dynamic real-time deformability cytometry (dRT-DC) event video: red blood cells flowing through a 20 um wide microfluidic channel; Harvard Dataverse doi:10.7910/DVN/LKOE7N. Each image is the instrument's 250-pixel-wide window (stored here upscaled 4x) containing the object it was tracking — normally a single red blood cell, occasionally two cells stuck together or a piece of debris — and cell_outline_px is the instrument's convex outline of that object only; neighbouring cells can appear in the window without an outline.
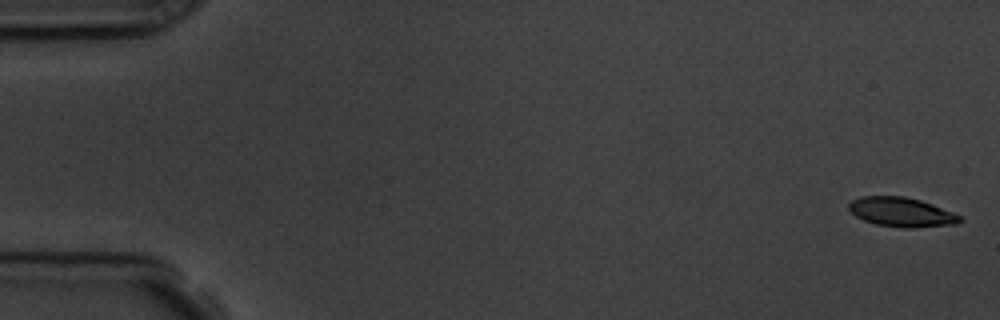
{"species": "common noctule bat (a hibernating species)", "species_latin": "Nyctalus noctula", "temperature_condition": "room temperature", "stored_images_in_passage": 5, "camera_frame_rate_fps": 3000, "um_per_image_px": 0.085, "animal": {"sex": "male", "body_mass_g": 19.5, "forearm_length_mm": 54.6}, "frame": {"image": 1, "passage_image": 1, "time_ms": 0.0, "image_size_px": [1000, 320], "cell_outline_px": [[964, 220], [956, 224], [912, 228], [904, 228], [876, 224], [864, 220], [856, 216], [848, 208], [848, 204], [852, 200], [860, 196], [904, 196], [920, 200], [956, 212]], "centroid_in_image_um": [76.66, 18.03], "position_along_channel_um": 8.3, "area_um2": 19.13}}
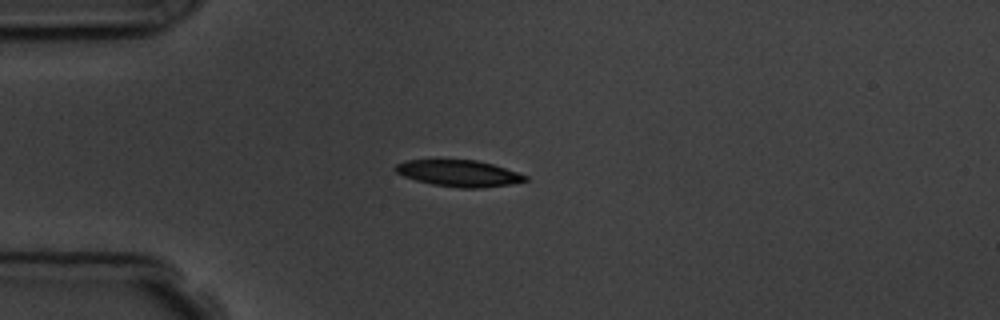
{"frame": {"image": 2, "passage_image": 4, "time_ms": 4.333, "image_size_px": [1000, 320], "cell_outline_px": [[528, 180], [512, 184], [480, 188], [460, 188], [432, 184], [416, 180], [404, 176], [396, 172], [392, 168], [396, 164], [404, 160], [476, 160], [492, 164], [528, 176]], "centroid_in_image_um": [38.98, 14.73], "position_along_channel_um": 46.0, "area_um2": 19.94}}
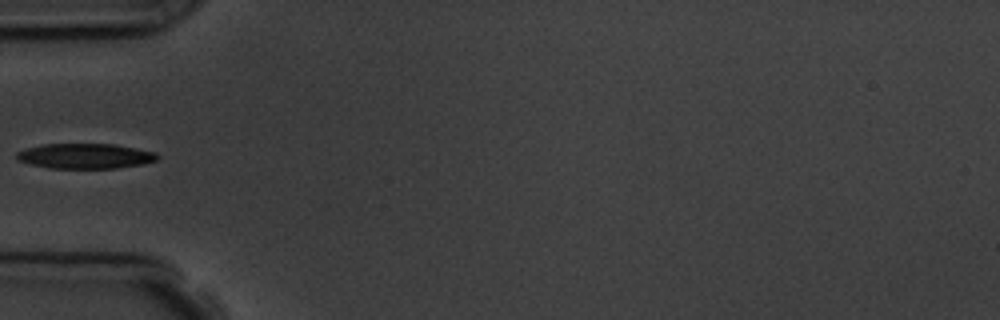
{"frame": {"image": 3, "passage_image": 5, "time_ms": 5.667, "image_size_px": [1000, 320], "cell_outline_px": [[160, 156], [156, 160], [144, 164], [116, 168], [48, 168], [32, 164], [20, 160], [16, 156], [16, 152], [28, 148], [44, 144], [112, 144], [136, 148], [156, 152]], "centroid_in_image_um": [7.29, 13.26], "position_along_channel_um": 77.7, "area_um2": 20.46}}